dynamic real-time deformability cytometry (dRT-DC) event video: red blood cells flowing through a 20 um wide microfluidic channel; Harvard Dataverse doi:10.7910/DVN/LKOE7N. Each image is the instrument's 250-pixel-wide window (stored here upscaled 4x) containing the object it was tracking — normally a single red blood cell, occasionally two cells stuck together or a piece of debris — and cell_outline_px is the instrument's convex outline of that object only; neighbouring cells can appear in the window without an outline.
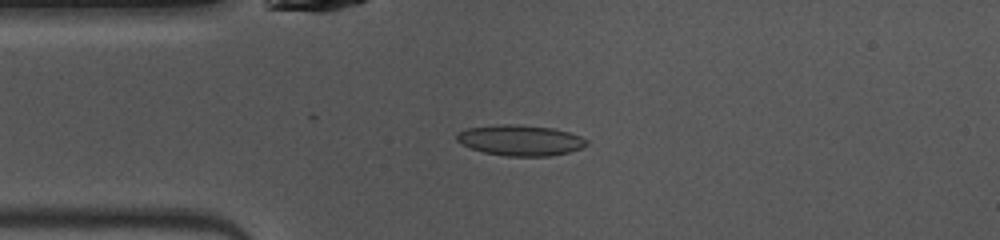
{"species": "common noctule bat (a hibernating species)", "species_latin": "Nyctalus noctula", "temperature_condition": "warm", "stored_images_in_passage": 15, "camera_frame_rate_fps": 3000, "um_per_image_px": 0.085, "animal": {"sex": "female", "body_mass_g": 10.0, "forearm_length_mm": 53.1}, "frame": {"image": 1, "passage_image": 1, "time_ms": 0.0, "image_size_px": [1000, 240], "cell_outline_px": [[588, 144], [580, 148], [568, 152], [548, 156], [504, 156], [484, 152], [472, 148], [456, 140], [456, 132], [468, 128], [500, 124], [520, 124], [552, 128], [568, 132], [580, 136], [588, 140]], "centroid_in_image_um": [44.22, 11.92], "position_along_channel_um": 40.8, "area_um2": 23.12}}
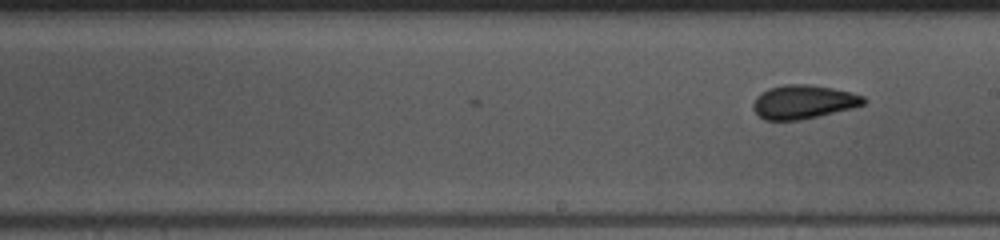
{"frame": {"image": 2, "passage_image": 15, "time_ms": 4.667, "image_size_px": [1000, 240], "cell_outline_px": [[868, 100], [864, 104], [852, 108], [800, 120], [764, 120], [752, 108], [752, 104], [756, 96], [760, 92], [768, 88], [784, 84], [808, 84], [832, 88], [852, 92], [864, 96]], "centroid_in_image_um": [68.27, 8.65], "position_along_channel_um": 220.7, "area_um2": 21.85}}